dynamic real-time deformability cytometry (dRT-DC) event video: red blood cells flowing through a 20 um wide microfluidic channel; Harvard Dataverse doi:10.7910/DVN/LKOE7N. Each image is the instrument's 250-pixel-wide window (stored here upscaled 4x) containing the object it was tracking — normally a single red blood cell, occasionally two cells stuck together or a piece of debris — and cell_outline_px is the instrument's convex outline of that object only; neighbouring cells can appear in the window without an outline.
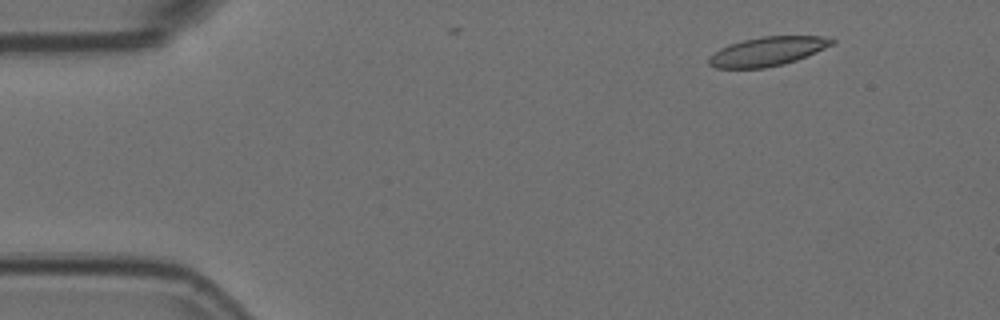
{"species": "Egyptian fruit bat (a non-hibernating species)", "species_latin": "Rousettus aegyptiacus", "temperature_condition": "room temperature", "stored_images_in_passage": 6, "camera_frame_rate_fps": 3000, "um_per_image_px": 0.085, "animal": {"sex": "female"}, "frame": {"image": 1, "passage_image": 4, "time_ms": 1.0, "image_size_px": [1000, 320], "cell_outline_px": [[836, 40], [832, 44], [816, 52], [796, 60], [784, 64], [764, 68], [716, 68], [708, 64], [708, 56], [720, 48], [728, 44], [760, 36], [832, 36]], "centroid_in_image_um": [65.23, 4.36], "position_along_channel_um": 19.8, "area_um2": 20.92}}